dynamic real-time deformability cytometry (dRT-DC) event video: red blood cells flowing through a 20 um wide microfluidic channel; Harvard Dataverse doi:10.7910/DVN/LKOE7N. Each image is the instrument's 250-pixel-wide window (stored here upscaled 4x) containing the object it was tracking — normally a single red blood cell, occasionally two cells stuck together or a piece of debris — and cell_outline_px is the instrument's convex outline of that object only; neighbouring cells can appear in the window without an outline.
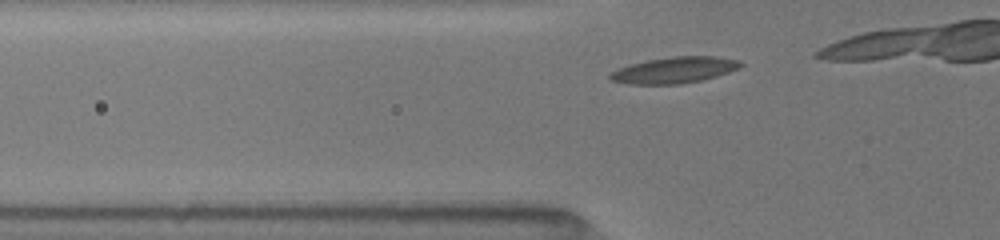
{"species": "common noctule bat (a hibernating species)", "species_latin": "Nyctalus noctula", "temperature_condition": "room temperature", "stored_images_in_passage": 7, "camera_frame_rate_fps": 3000, "um_per_image_px": 0.085, "animal": {"sex": "female", "body_mass_g": 19.5, "forearm_length_mm": 54.1}, "frame": {"image": 1, "passage_image": 2, "time_ms": 0.333, "image_size_px": [1000, 240], "cell_outline_px": [[744, 64], [740, 68], [716, 76], [700, 80], [680, 84], [628, 84], [608, 80], [608, 76], [616, 68], [648, 60], [672, 56], [716, 56], [740, 60]], "centroid_in_image_um": [57.32, 5.95], "position_along_channel_um": 68.5, "area_um2": 20.0}}
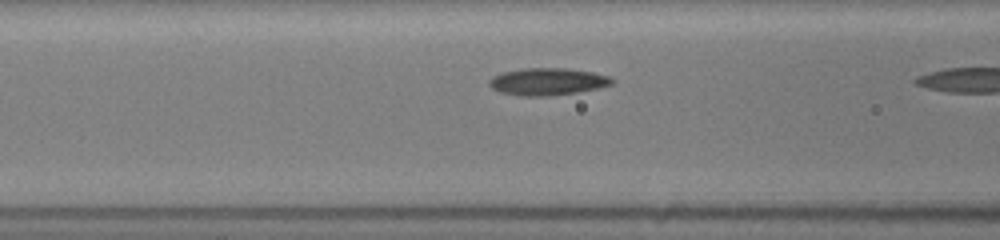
{"frame": {"image": 2, "passage_image": 6, "time_ms": 1.667, "image_size_px": [1000, 240], "cell_outline_px": [[616, 80], [612, 84], [596, 88], [576, 92], [548, 96], [520, 96], [500, 92], [492, 88], [488, 84], [488, 80], [492, 76], [504, 72], [520, 68], [564, 68], [592, 72], [608, 76]], "centroid_in_image_um": [46.5, 6.93], "position_along_channel_um": 120.1, "area_um2": 19.42}}